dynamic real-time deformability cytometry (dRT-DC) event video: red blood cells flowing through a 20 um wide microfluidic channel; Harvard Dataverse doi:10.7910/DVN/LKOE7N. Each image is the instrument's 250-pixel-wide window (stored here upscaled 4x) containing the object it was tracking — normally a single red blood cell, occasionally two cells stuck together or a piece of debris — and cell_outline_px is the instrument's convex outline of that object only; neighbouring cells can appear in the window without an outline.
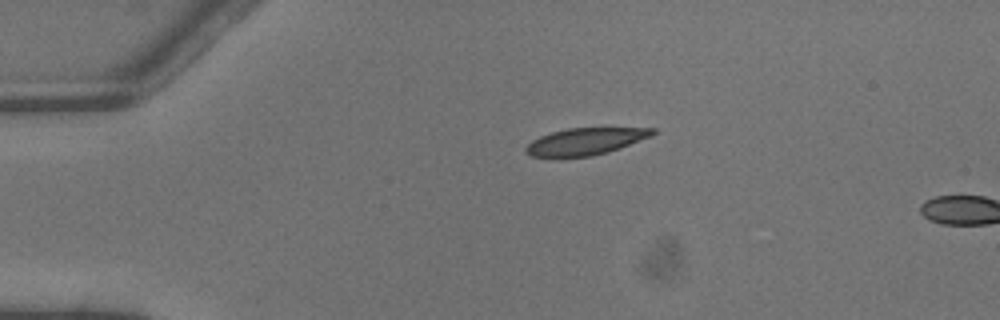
{"species": "common noctule bat (a hibernating species)", "species_latin": "Nyctalus noctula", "temperature_condition": "warm", "stored_images_in_passage": 2, "camera_frame_rate_fps": 3000, "um_per_image_px": 0.085, "animal": {"sex": "male", "body_mass_g": 13.3}, "frame": {"image": 1, "passage_image": 1, "time_ms": 0.0, "image_size_px": [1000, 320], "cell_outline_px": [[656, 132], [652, 136], [620, 148], [608, 152], [592, 156], [532, 156], [524, 152], [524, 148], [532, 140], [540, 136], [552, 132], [568, 128], [656, 128]], "centroid_in_image_um": [49.78, 12.01], "position_along_channel_um": 35.2, "area_um2": 19.71}}